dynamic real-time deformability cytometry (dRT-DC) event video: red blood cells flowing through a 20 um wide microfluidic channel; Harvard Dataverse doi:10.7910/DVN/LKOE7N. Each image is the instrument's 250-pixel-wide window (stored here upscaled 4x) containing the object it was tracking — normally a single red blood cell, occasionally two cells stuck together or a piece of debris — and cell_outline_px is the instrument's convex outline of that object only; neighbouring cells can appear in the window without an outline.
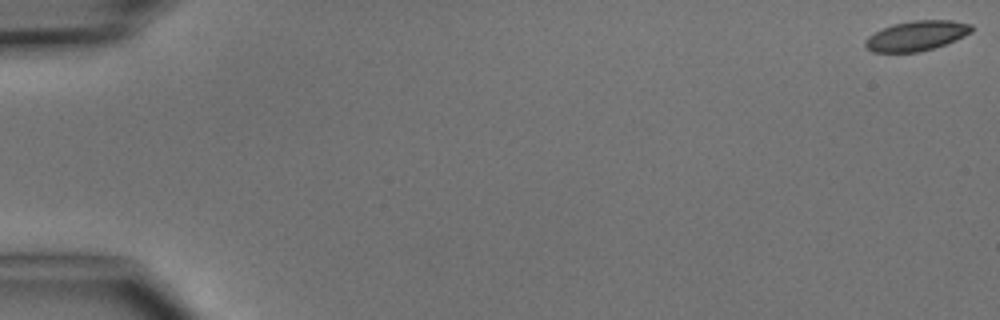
{"species": "common noctule bat (a hibernating species)", "species_latin": "Nyctalus noctula", "temperature_condition": "cold", "stored_images_in_passage": 5, "camera_frame_rate_fps": 3000, "um_per_image_px": 0.085, "animal": {"sex": "male", "body_mass_g": 15.6}, "frame": {"image": 1, "passage_image": 1, "time_ms": 0.0, "image_size_px": [1000, 320], "cell_outline_px": [[972, 32], [956, 40], [920, 52], [872, 52], [864, 44], [864, 40], [868, 36], [892, 24], [912, 20], [952, 20], [972, 24]], "centroid_in_image_um": [77.91, 3.03], "position_along_channel_um": 7.1, "area_um2": 18.5}}
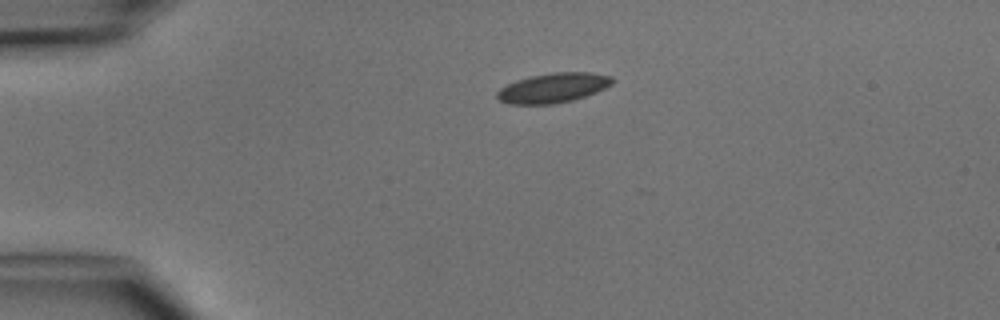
{"frame": {"image": 2, "passage_image": 4, "time_ms": 3.667, "image_size_px": [1000, 320], "cell_outline_px": [[612, 84], [596, 92], [572, 100], [552, 104], [508, 104], [500, 100], [496, 96], [496, 92], [500, 88], [516, 80], [528, 76], [552, 72], [592, 72], [612, 76]], "centroid_in_image_um": [46.99, 7.46], "position_along_channel_um": 38.0, "area_um2": 19.94}}